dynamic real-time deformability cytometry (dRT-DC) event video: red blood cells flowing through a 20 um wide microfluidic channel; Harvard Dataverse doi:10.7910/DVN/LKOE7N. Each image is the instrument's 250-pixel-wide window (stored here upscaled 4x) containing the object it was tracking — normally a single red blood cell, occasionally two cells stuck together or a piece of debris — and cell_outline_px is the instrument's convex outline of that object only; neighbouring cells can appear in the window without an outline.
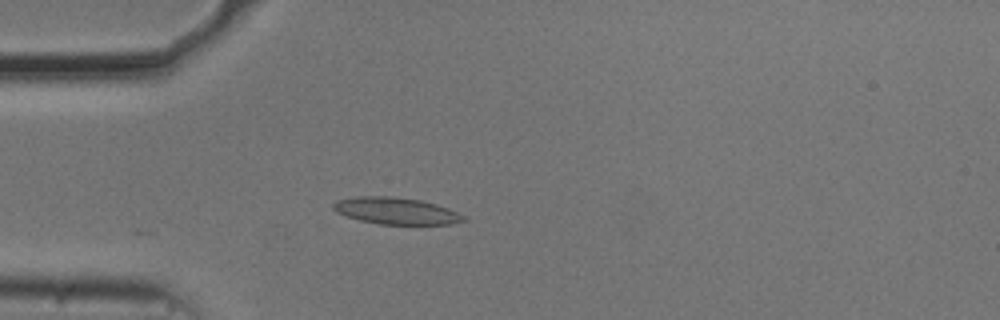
{"species": "common noctule bat (a hibernating species)", "species_latin": "Nyctalus noctula", "temperature_condition": "cold", "stored_images_in_passage": 5, "camera_frame_rate_fps": 3000, "um_per_image_px": 0.085, "animal": {"sex": "male", "body_mass_g": 20.5, "forearm_length_mm": 52.5}, "frame": {"image": 1, "passage_image": 1, "time_ms": 0.0, "image_size_px": [1000, 320], "cell_outline_px": [[468, 220], [452, 224], [380, 224], [360, 220], [336, 212], [332, 208], [332, 204], [336, 200], [356, 196], [392, 196], [420, 200], [436, 204], [448, 208], [464, 216]], "centroid_in_image_um": [33.65, 17.92], "position_along_channel_um": 51.3, "area_um2": 20.29}}
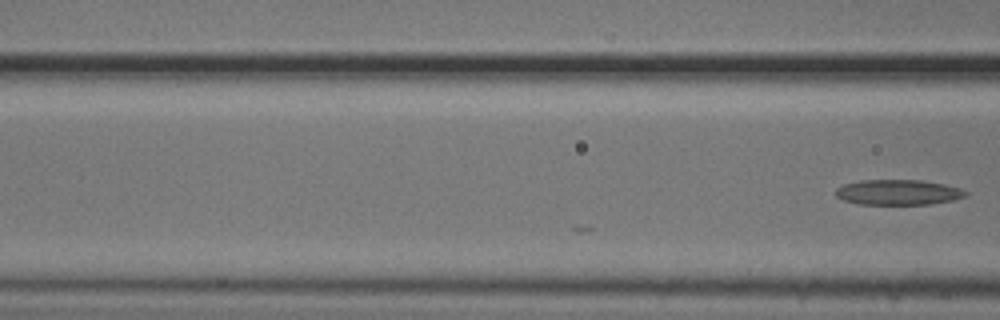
{"frame": {"image": 2, "passage_image": 5, "time_ms": 1.333, "image_size_px": [1000, 320], "cell_outline_px": [[968, 192], [964, 196], [952, 200], [932, 204], [856, 204], [844, 200], [836, 196], [836, 188], [844, 184], [860, 180], [920, 180], [944, 184], [960, 188]], "centroid_in_image_um": [76.32, 16.34], "position_along_channel_um": 90.3, "area_um2": 19.07}}